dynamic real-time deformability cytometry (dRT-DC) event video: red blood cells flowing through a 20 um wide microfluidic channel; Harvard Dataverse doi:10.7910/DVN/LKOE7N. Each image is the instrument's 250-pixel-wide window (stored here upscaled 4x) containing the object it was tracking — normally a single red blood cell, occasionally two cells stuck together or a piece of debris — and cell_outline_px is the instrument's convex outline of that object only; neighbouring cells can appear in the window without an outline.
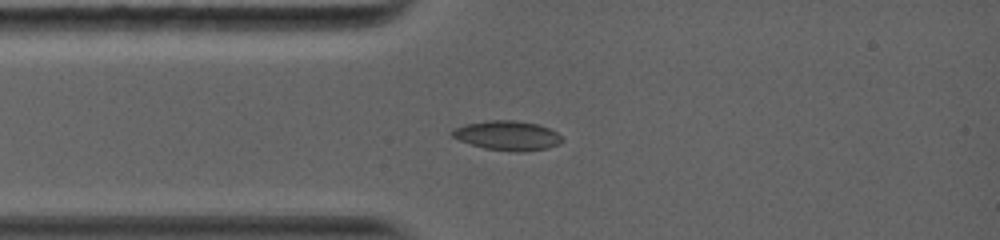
{"species": "common noctule bat (a hibernating species)", "species_latin": "Nyctalus noctula", "temperature_condition": "warm", "stored_images_in_passage": 30, "camera_frame_rate_fps": 5000, "um_per_image_px": 0.085, "animal": {"sex": "female", "body_mass_g": 19.0, "forearm_length_mm": 56.7}, "frame": {"image": 1, "passage_image": 4, "time_ms": 1.6, "image_size_px": [1000, 240], "cell_outline_px": [[564, 140], [560, 144], [548, 148], [524, 152], [516, 152], [484, 148], [460, 140], [452, 136], [448, 132], [464, 124], [488, 120], [512, 120], [536, 124], [548, 128], [556, 132]], "centroid_in_image_um": [43.13, 11.53], "position_along_channel_um": 41.9, "area_um2": 18.84}}
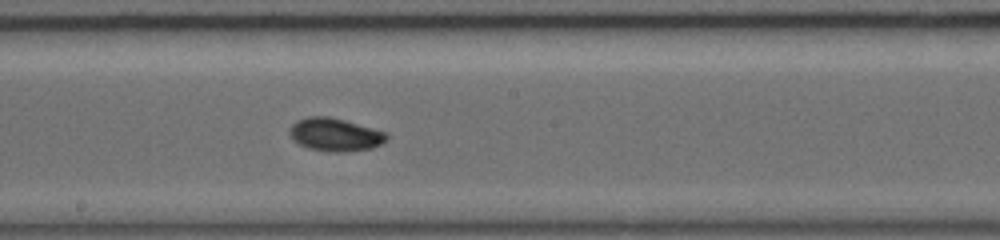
{"frame": {"image": 2, "passage_image": 14, "time_ms": 6.0, "image_size_px": [1000, 240], "cell_outline_px": [[388, 136], [380, 144], [372, 148], [344, 152], [332, 152], [308, 148], [292, 140], [288, 132], [288, 128], [296, 120], [308, 116], [328, 116], [344, 120], [388, 132]], "centroid_in_image_um": [28.44, 11.43], "position_along_channel_um": 219.8, "area_um2": 18.79}}
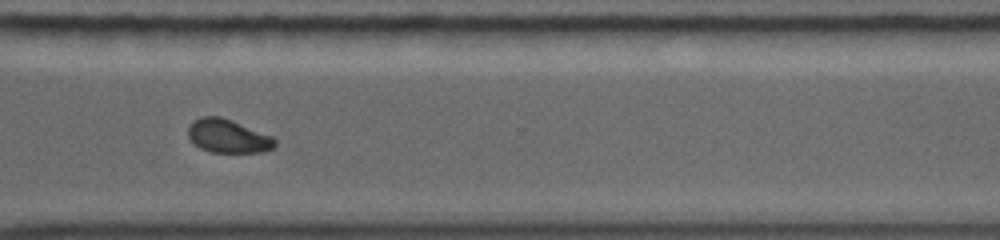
{"frame": {"image": 3, "passage_image": 21, "time_ms": 9.2, "image_size_px": [1000, 240], "cell_outline_px": [[276, 144], [272, 148], [264, 152], [212, 152], [200, 148], [192, 144], [188, 136], [188, 128], [196, 120], [204, 116], [220, 116], [272, 136], [276, 140]], "centroid_in_image_um": [19.37, 11.59], "position_along_channel_um": 351.2, "area_um2": 16.76}, "authors_computed_cell_mechanics": {"area_um2": 17.6579, "velocity_mm_per_s": 4.1099, "shape_relaxation_time_tau1_ms": 9.7433, "shape_relaxation_time_tau2_ms": 2.9317, "deformation_change_tau1": 0.1917, "deformation_change_tau2": 0.0477}}